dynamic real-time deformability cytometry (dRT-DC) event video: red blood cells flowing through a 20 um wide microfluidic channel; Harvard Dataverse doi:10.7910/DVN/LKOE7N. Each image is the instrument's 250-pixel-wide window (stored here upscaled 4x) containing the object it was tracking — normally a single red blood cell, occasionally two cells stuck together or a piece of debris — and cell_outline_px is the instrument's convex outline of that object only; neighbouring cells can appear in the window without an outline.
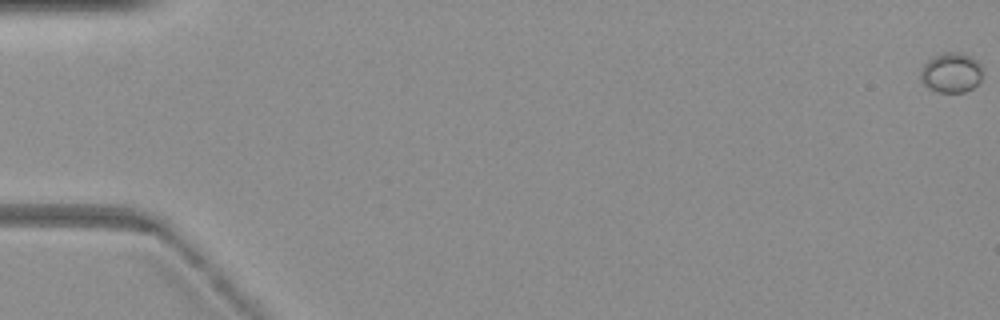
{"species": "common noctule bat (a hibernating species)", "species_latin": "Nyctalus noctula", "temperature_condition": "warm", "stored_images_in_passage": 74, "camera_frame_rate_fps": 3000, "um_per_image_px": 0.085, "animal": {"sex": "female", "body_mass_g": 19.3, "forearm_length_mm": 54.1}, "frame": {"image": 1, "passage_image": 1, "time_ms": 0.0, "image_size_px": [1000, 320], "cell_outline_px": [[980, 80], [972, 88], [964, 92], [936, 92], [928, 88], [920, 80], [920, 72], [924, 64], [932, 56], [944, 52], [956, 52], [972, 56], [980, 64]], "centroid_in_image_um": [80.81, 6.17], "position_along_channel_um": 4.2, "area_um2": 14.39}}
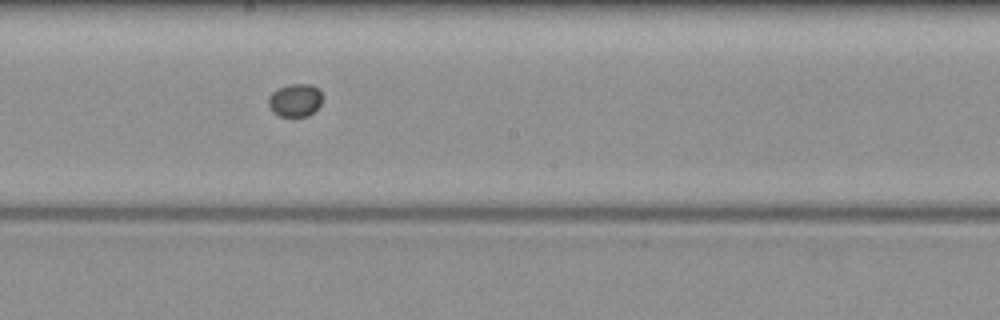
{"frame": {"image": 2, "passage_image": 42, "time_ms": 13.667, "image_size_px": [1000, 320], "cell_outline_px": [[324, 96], [320, 104], [308, 116], [280, 116], [272, 112], [268, 104], [268, 96], [272, 92], [288, 84], [312, 84], [320, 88]], "centroid_in_image_um": [25.11, 8.5], "position_along_channel_um": 223.1, "area_um2": 10.52}}
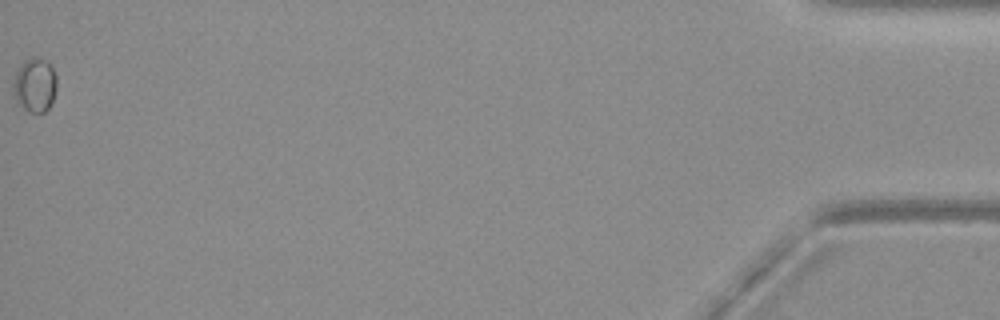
{"frame": {"image": 3, "passage_image": 74, "time_ms": 24.333, "image_size_px": [1000, 320], "cell_outline_px": [[56, 88], [52, 104], [44, 112], [28, 112], [16, 100], [12, 84], [16, 72], [20, 64], [24, 60], [32, 56], [40, 56], [52, 68], [56, 76]], "centroid_in_image_um": [2.96, 7.2], "position_along_channel_um": 432.2, "area_um2": 13.76}}